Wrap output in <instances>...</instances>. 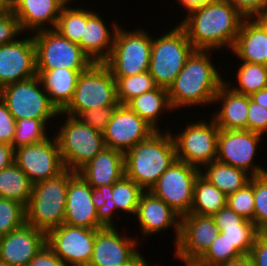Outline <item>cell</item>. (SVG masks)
<instances>
[{"label":"cell","mask_w":267,"mask_h":266,"mask_svg":"<svg viewBox=\"0 0 267 266\" xmlns=\"http://www.w3.org/2000/svg\"><path fill=\"white\" fill-rule=\"evenodd\" d=\"M179 25L196 50L232 49L245 17L224 0H211L187 12Z\"/></svg>","instance_id":"cell-1"},{"label":"cell","mask_w":267,"mask_h":266,"mask_svg":"<svg viewBox=\"0 0 267 266\" xmlns=\"http://www.w3.org/2000/svg\"><path fill=\"white\" fill-rule=\"evenodd\" d=\"M210 52L212 50H195L168 88L169 101L174 110L214 104L224 79L211 61Z\"/></svg>","instance_id":"cell-2"},{"label":"cell","mask_w":267,"mask_h":266,"mask_svg":"<svg viewBox=\"0 0 267 266\" xmlns=\"http://www.w3.org/2000/svg\"><path fill=\"white\" fill-rule=\"evenodd\" d=\"M154 131L124 154L125 176L149 191L160 176L177 160L171 131Z\"/></svg>","instance_id":"cell-3"},{"label":"cell","mask_w":267,"mask_h":266,"mask_svg":"<svg viewBox=\"0 0 267 266\" xmlns=\"http://www.w3.org/2000/svg\"><path fill=\"white\" fill-rule=\"evenodd\" d=\"M75 173L65 169L56 177L34 183L25 207L26 224L47 233L64 223L68 182Z\"/></svg>","instance_id":"cell-4"},{"label":"cell","mask_w":267,"mask_h":266,"mask_svg":"<svg viewBox=\"0 0 267 266\" xmlns=\"http://www.w3.org/2000/svg\"><path fill=\"white\" fill-rule=\"evenodd\" d=\"M195 50L180 25L152 37L149 73L156 85L168 89Z\"/></svg>","instance_id":"cell-5"},{"label":"cell","mask_w":267,"mask_h":266,"mask_svg":"<svg viewBox=\"0 0 267 266\" xmlns=\"http://www.w3.org/2000/svg\"><path fill=\"white\" fill-rule=\"evenodd\" d=\"M67 115L55 137L65 169L77 172L100 151L106 148L103 133L84 124L79 117Z\"/></svg>","instance_id":"cell-6"},{"label":"cell","mask_w":267,"mask_h":266,"mask_svg":"<svg viewBox=\"0 0 267 266\" xmlns=\"http://www.w3.org/2000/svg\"><path fill=\"white\" fill-rule=\"evenodd\" d=\"M116 81L104 63H93L78 78L74 95L62 110L78 117L83 111L98 107H117Z\"/></svg>","instance_id":"cell-7"},{"label":"cell","mask_w":267,"mask_h":266,"mask_svg":"<svg viewBox=\"0 0 267 266\" xmlns=\"http://www.w3.org/2000/svg\"><path fill=\"white\" fill-rule=\"evenodd\" d=\"M152 37L144 29L116 31L110 56L104 64L113 77H126L149 71Z\"/></svg>","instance_id":"cell-8"},{"label":"cell","mask_w":267,"mask_h":266,"mask_svg":"<svg viewBox=\"0 0 267 266\" xmlns=\"http://www.w3.org/2000/svg\"><path fill=\"white\" fill-rule=\"evenodd\" d=\"M0 98L15 120L33 118L49 122L59 116L60 111L50 101L38 75L4 86Z\"/></svg>","instance_id":"cell-9"},{"label":"cell","mask_w":267,"mask_h":266,"mask_svg":"<svg viewBox=\"0 0 267 266\" xmlns=\"http://www.w3.org/2000/svg\"><path fill=\"white\" fill-rule=\"evenodd\" d=\"M37 70H87L93 62L82 48L62 36L55 29L37 31L33 34Z\"/></svg>","instance_id":"cell-10"},{"label":"cell","mask_w":267,"mask_h":266,"mask_svg":"<svg viewBox=\"0 0 267 266\" xmlns=\"http://www.w3.org/2000/svg\"><path fill=\"white\" fill-rule=\"evenodd\" d=\"M64 223L89 229H101L109 225L103 212L102 194L78 172L68 182Z\"/></svg>","instance_id":"cell-11"},{"label":"cell","mask_w":267,"mask_h":266,"mask_svg":"<svg viewBox=\"0 0 267 266\" xmlns=\"http://www.w3.org/2000/svg\"><path fill=\"white\" fill-rule=\"evenodd\" d=\"M219 131L212 118L209 122L199 120L190 123L177 135L172 134L177 160L202 171L205 165L216 160Z\"/></svg>","instance_id":"cell-12"},{"label":"cell","mask_w":267,"mask_h":266,"mask_svg":"<svg viewBox=\"0 0 267 266\" xmlns=\"http://www.w3.org/2000/svg\"><path fill=\"white\" fill-rule=\"evenodd\" d=\"M201 170L176 160L156 181L149 192L162 199L180 216L190 212L194 185Z\"/></svg>","instance_id":"cell-13"},{"label":"cell","mask_w":267,"mask_h":266,"mask_svg":"<svg viewBox=\"0 0 267 266\" xmlns=\"http://www.w3.org/2000/svg\"><path fill=\"white\" fill-rule=\"evenodd\" d=\"M115 224L96 232L93 254L88 266L149 265L136 250L137 239L119 234Z\"/></svg>","instance_id":"cell-14"},{"label":"cell","mask_w":267,"mask_h":266,"mask_svg":"<svg viewBox=\"0 0 267 266\" xmlns=\"http://www.w3.org/2000/svg\"><path fill=\"white\" fill-rule=\"evenodd\" d=\"M98 230L63 223L46 233V245L68 266H88Z\"/></svg>","instance_id":"cell-15"},{"label":"cell","mask_w":267,"mask_h":266,"mask_svg":"<svg viewBox=\"0 0 267 266\" xmlns=\"http://www.w3.org/2000/svg\"><path fill=\"white\" fill-rule=\"evenodd\" d=\"M262 134L249 130H221L218 136L216 160L242 169L253 177L267 173L253 163Z\"/></svg>","instance_id":"cell-16"},{"label":"cell","mask_w":267,"mask_h":266,"mask_svg":"<svg viewBox=\"0 0 267 266\" xmlns=\"http://www.w3.org/2000/svg\"><path fill=\"white\" fill-rule=\"evenodd\" d=\"M219 234L212 216L188 213L181 216L180 237L175 256L186 266H194Z\"/></svg>","instance_id":"cell-17"},{"label":"cell","mask_w":267,"mask_h":266,"mask_svg":"<svg viewBox=\"0 0 267 266\" xmlns=\"http://www.w3.org/2000/svg\"><path fill=\"white\" fill-rule=\"evenodd\" d=\"M14 163L33 183L56 177L65 170L55 136L16 148Z\"/></svg>","instance_id":"cell-18"},{"label":"cell","mask_w":267,"mask_h":266,"mask_svg":"<svg viewBox=\"0 0 267 266\" xmlns=\"http://www.w3.org/2000/svg\"><path fill=\"white\" fill-rule=\"evenodd\" d=\"M154 131L126 104H119L112 112L103 137L106 147L125 154L137 143L147 139Z\"/></svg>","instance_id":"cell-19"},{"label":"cell","mask_w":267,"mask_h":266,"mask_svg":"<svg viewBox=\"0 0 267 266\" xmlns=\"http://www.w3.org/2000/svg\"><path fill=\"white\" fill-rule=\"evenodd\" d=\"M36 75L33 35L0 46V89Z\"/></svg>","instance_id":"cell-20"},{"label":"cell","mask_w":267,"mask_h":266,"mask_svg":"<svg viewBox=\"0 0 267 266\" xmlns=\"http://www.w3.org/2000/svg\"><path fill=\"white\" fill-rule=\"evenodd\" d=\"M46 244V233L24 224L0 237V259L11 266H25Z\"/></svg>","instance_id":"cell-21"},{"label":"cell","mask_w":267,"mask_h":266,"mask_svg":"<svg viewBox=\"0 0 267 266\" xmlns=\"http://www.w3.org/2000/svg\"><path fill=\"white\" fill-rule=\"evenodd\" d=\"M135 217L146 236L160 233L162 230L173 228L175 231V244L180 237L181 216L168 206L162 199L152 195L149 191H144L139 199Z\"/></svg>","instance_id":"cell-22"},{"label":"cell","mask_w":267,"mask_h":266,"mask_svg":"<svg viewBox=\"0 0 267 266\" xmlns=\"http://www.w3.org/2000/svg\"><path fill=\"white\" fill-rule=\"evenodd\" d=\"M77 172L97 192L103 194L125 175L124 154L106 147Z\"/></svg>","instance_id":"cell-23"},{"label":"cell","mask_w":267,"mask_h":266,"mask_svg":"<svg viewBox=\"0 0 267 266\" xmlns=\"http://www.w3.org/2000/svg\"><path fill=\"white\" fill-rule=\"evenodd\" d=\"M66 3L65 0H10L9 8L17 17L22 32L26 34V31L37 32L50 27L55 29ZM48 25L51 26L48 27Z\"/></svg>","instance_id":"cell-24"},{"label":"cell","mask_w":267,"mask_h":266,"mask_svg":"<svg viewBox=\"0 0 267 266\" xmlns=\"http://www.w3.org/2000/svg\"><path fill=\"white\" fill-rule=\"evenodd\" d=\"M231 50L242 62L265 66L267 18H245Z\"/></svg>","instance_id":"cell-25"},{"label":"cell","mask_w":267,"mask_h":266,"mask_svg":"<svg viewBox=\"0 0 267 266\" xmlns=\"http://www.w3.org/2000/svg\"><path fill=\"white\" fill-rule=\"evenodd\" d=\"M228 80L219 88L214 102L219 101L222 106L211 118L221 130H247L249 95L235 92Z\"/></svg>","instance_id":"cell-26"},{"label":"cell","mask_w":267,"mask_h":266,"mask_svg":"<svg viewBox=\"0 0 267 266\" xmlns=\"http://www.w3.org/2000/svg\"><path fill=\"white\" fill-rule=\"evenodd\" d=\"M101 18L96 12L87 18L80 41V47L93 63H104L110 56L115 34L119 28L115 20L112 23L113 28L109 29Z\"/></svg>","instance_id":"cell-27"},{"label":"cell","mask_w":267,"mask_h":266,"mask_svg":"<svg viewBox=\"0 0 267 266\" xmlns=\"http://www.w3.org/2000/svg\"><path fill=\"white\" fill-rule=\"evenodd\" d=\"M219 232L235 246L241 254H249L258 237L256 225L244 217L238 215L227 205L213 216Z\"/></svg>","instance_id":"cell-28"},{"label":"cell","mask_w":267,"mask_h":266,"mask_svg":"<svg viewBox=\"0 0 267 266\" xmlns=\"http://www.w3.org/2000/svg\"><path fill=\"white\" fill-rule=\"evenodd\" d=\"M144 190L125 175L102 194L103 212L109 224L117 210L135 215L139 199Z\"/></svg>","instance_id":"cell-29"},{"label":"cell","mask_w":267,"mask_h":266,"mask_svg":"<svg viewBox=\"0 0 267 266\" xmlns=\"http://www.w3.org/2000/svg\"><path fill=\"white\" fill-rule=\"evenodd\" d=\"M86 70H37L50 101L62 111L72 100L78 78Z\"/></svg>","instance_id":"cell-30"},{"label":"cell","mask_w":267,"mask_h":266,"mask_svg":"<svg viewBox=\"0 0 267 266\" xmlns=\"http://www.w3.org/2000/svg\"><path fill=\"white\" fill-rule=\"evenodd\" d=\"M126 105L155 131L161 129L158 126V118L163 111L171 112L173 110L169 101L168 89L163 87H157L154 90L135 96Z\"/></svg>","instance_id":"cell-31"},{"label":"cell","mask_w":267,"mask_h":266,"mask_svg":"<svg viewBox=\"0 0 267 266\" xmlns=\"http://www.w3.org/2000/svg\"><path fill=\"white\" fill-rule=\"evenodd\" d=\"M203 168H205L204 173L201 171L200 174L226 195L243 188L252 177L246 171L218 160L212 161Z\"/></svg>","instance_id":"cell-32"},{"label":"cell","mask_w":267,"mask_h":266,"mask_svg":"<svg viewBox=\"0 0 267 266\" xmlns=\"http://www.w3.org/2000/svg\"><path fill=\"white\" fill-rule=\"evenodd\" d=\"M226 201L227 195L199 174L194 185L193 201L189 213L213 216L226 206Z\"/></svg>","instance_id":"cell-33"},{"label":"cell","mask_w":267,"mask_h":266,"mask_svg":"<svg viewBox=\"0 0 267 266\" xmlns=\"http://www.w3.org/2000/svg\"><path fill=\"white\" fill-rule=\"evenodd\" d=\"M34 183L15 164L0 171V197L20 202L25 207L30 201Z\"/></svg>","instance_id":"cell-34"},{"label":"cell","mask_w":267,"mask_h":266,"mask_svg":"<svg viewBox=\"0 0 267 266\" xmlns=\"http://www.w3.org/2000/svg\"><path fill=\"white\" fill-rule=\"evenodd\" d=\"M69 3H66L59 15L55 30L62 36L69 39L72 43L80 46V41L83 35L84 26L87 18L93 13V10L83 8H72Z\"/></svg>","instance_id":"cell-35"},{"label":"cell","mask_w":267,"mask_h":266,"mask_svg":"<svg viewBox=\"0 0 267 266\" xmlns=\"http://www.w3.org/2000/svg\"><path fill=\"white\" fill-rule=\"evenodd\" d=\"M237 69L238 86L232 90L244 95H251L267 88V67L262 64L241 62Z\"/></svg>","instance_id":"cell-36"},{"label":"cell","mask_w":267,"mask_h":266,"mask_svg":"<svg viewBox=\"0 0 267 266\" xmlns=\"http://www.w3.org/2000/svg\"><path fill=\"white\" fill-rule=\"evenodd\" d=\"M114 79L116 81L117 100L119 104H126L133 97L158 87L149 71L133 76L114 77Z\"/></svg>","instance_id":"cell-37"},{"label":"cell","mask_w":267,"mask_h":266,"mask_svg":"<svg viewBox=\"0 0 267 266\" xmlns=\"http://www.w3.org/2000/svg\"><path fill=\"white\" fill-rule=\"evenodd\" d=\"M46 124L47 126L49 125L48 122H42L40 119L33 118L15 120L16 127L12 141L14 149L48 139Z\"/></svg>","instance_id":"cell-38"},{"label":"cell","mask_w":267,"mask_h":266,"mask_svg":"<svg viewBox=\"0 0 267 266\" xmlns=\"http://www.w3.org/2000/svg\"><path fill=\"white\" fill-rule=\"evenodd\" d=\"M240 255L242 254L225 238V235L219 232L210 248L194 266H220Z\"/></svg>","instance_id":"cell-39"},{"label":"cell","mask_w":267,"mask_h":266,"mask_svg":"<svg viewBox=\"0 0 267 266\" xmlns=\"http://www.w3.org/2000/svg\"><path fill=\"white\" fill-rule=\"evenodd\" d=\"M25 223V206L18 201L0 197V237L19 229Z\"/></svg>","instance_id":"cell-40"},{"label":"cell","mask_w":267,"mask_h":266,"mask_svg":"<svg viewBox=\"0 0 267 266\" xmlns=\"http://www.w3.org/2000/svg\"><path fill=\"white\" fill-rule=\"evenodd\" d=\"M226 205L254 223V186L249 182L235 193L227 195Z\"/></svg>","instance_id":"cell-41"},{"label":"cell","mask_w":267,"mask_h":266,"mask_svg":"<svg viewBox=\"0 0 267 266\" xmlns=\"http://www.w3.org/2000/svg\"><path fill=\"white\" fill-rule=\"evenodd\" d=\"M249 182L254 186V224L259 230L267 224V173L253 176Z\"/></svg>","instance_id":"cell-42"},{"label":"cell","mask_w":267,"mask_h":266,"mask_svg":"<svg viewBox=\"0 0 267 266\" xmlns=\"http://www.w3.org/2000/svg\"><path fill=\"white\" fill-rule=\"evenodd\" d=\"M17 17L8 7L0 10V46L14 42L22 34Z\"/></svg>","instance_id":"cell-43"},{"label":"cell","mask_w":267,"mask_h":266,"mask_svg":"<svg viewBox=\"0 0 267 266\" xmlns=\"http://www.w3.org/2000/svg\"><path fill=\"white\" fill-rule=\"evenodd\" d=\"M116 107H98L83 111L78 117L86 125L104 132L107 128L112 112Z\"/></svg>","instance_id":"cell-44"},{"label":"cell","mask_w":267,"mask_h":266,"mask_svg":"<svg viewBox=\"0 0 267 266\" xmlns=\"http://www.w3.org/2000/svg\"><path fill=\"white\" fill-rule=\"evenodd\" d=\"M247 130L264 135L267 132V109L249 96Z\"/></svg>","instance_id":"cell-45"},{"label":"cell","mask_w":267,"mask_h":266,"mask_svg":"<svg viewBox=\"0 0 267 266\" xmlns=\"http://www.w3.org/2000/svg\"><path fill=\"white\" fill-rule=\"evenodd\" d=\"M245 18H267V0H224Z\"/></svg>","instance_id":"cell-46"},{"label":"cell","mask_w":267,"mask_h":266,"mask_svg":"<svg viewBox=\"0 0 267 266\" xmlns=\"http://www.w3.org/2000/svg\"><path fill=\"white\" fill-rule=\"evenodd\" d=\"M15 127L14 117L0 98V144L12 145Z\"/></svg>","instance_id":"cell-47"},{"label":"cell","mask_w":267,"mask_h":266,"mask_svg":"<svg viewBox=\"0 0 267 266\" xmlns=\"http://www.w3.org/2000/svg\"><path fill=\"white\" fill-rule=\"evenodd\" d=\"M25 266H68L46 244Z\"/></svg>","instance_id":"cell-48"},{"label":"cell","mask_w":267,"mask_h":266,"mask_svg":"<svg viewBox=\"0 0 267 266\" xmlns=\"http://www.w3.org/2000/svg\"><path fill=\"white\" fill-rule=\"evenodd\" d=\"M249 254L254 266H267V242L259 236L255 240Z\"/></svg>","instance_id":"cell-49"},{"label":"cell","mask_w":267,"mask_h":266,"mask_svg":"<svg viewBox=\"0 0 267 266\" xmlns=\"http://www.w3.org/2000/svg\"><path fill=\"white\" fill-rule=\"evenodd\" d=\"M15 149L12 145L0 144V171L14 163Z\"/></svg>","instance_id":"cell-50"},{"label":"cell","mask_w":267,"mask_h":266,"mask_svg":"<svg viewBox=\"0 0 267 266\" xmlns=\"http://www.w3.org/2000/svg\"><path fill=\"white\" fill-rule=\"evenodd\" d=\"M220 266H254L250 254H242L236 258L229 260Z\"/></svg>","instance_id":"cell-51"},{"label":"cell","mask_w":267,"mask_h":266,"mask_svg":"<svg viewBox=\"0 0 267 266\" xmlns=\"http://www.w3.org/2000/svg\"><path fill=\"white\" fill-rule=\"evenodd\" d=\"M211 0H178L179 4L186 9L187 12L194 8H198Z\"/></svg>","instance_id":"cell-52"},{"label":"cell","mask_w":267,"mask_h":266,"mask_svg":"<svg viewBox=\"0 0 267 266\" xmlns=\"http://www.w3.org/2000/svg\"><path fill=\"white\" fill-rule=\"evenodd\" d=\"M250 98L267 109V88L252 93Z\"/></svg>","instance_id":"cell-53"},{"label":"cell","mask_w":267,"mask_h":266,"mask_svg":"<svg viewBox=\"0 0 267 266\" xmlns=\"http://www.w3.org/2000/svg\"><path fill=\"white\" fill-rule=\"evenodd\" d=\"M258 236L264 240L265 242H267V224L262 226L259 230H258Z\"/></svg>","instance_id":"cell-54"},{"label":"cell","mask_w":267,"mask_h":266,"mask_svg":"<svg viewBox=\"0 0 267 266\" xmlns=\"http://www.w3.org/2000/svg\"><path fill=\"white\" fill-rule=\"evenodd\" d=\"M9 7V3H0V10L8 8Z\"/></svg>","instance_id":"cell-55"},{"label":"cell","mask_w":267,"mask_h":266,"mask_svg":"<svg viewBox=\"0 0 267 266\" xmlns=\"http://www.w3.org/2000/svg\"><path fill=\"white\" fill-rule=\"evenodd\" d=\"M0 266H11V265L0 259Z\"/></svg>","instance_id":"cell-56"},{"label":"cell","mask_w":267,"mask_h":266,"mask_svg":"<svg viewBox=\"0 0 267 266\" xmlns=\"http://www.w3.org/2000/svg\"><path fill=\"white\" fill-rule=\"evenodd\" d=\"M124 266H152V265H124ZM154 266V265H153ZM156 266V265H155Z\"/></svg>","instance_id":"cell-57"},{"label":"cell","mask_w":267,"mask_h":266,"mask_svg":"<svg viewBox=\"0 0 267 266\" xmlns=\"http://www.w3.org/2000/svg\"><path fill=\"white\" fill-rule=\"evenodd\" d=\"M10 0H0V3H9Z\"/></svg>","instance_id":"cell-58"},{"label":"cell","mask_w":267,"mask_h":266,"mask_svg":"<svg viewBox=\"0 0 267 266\" xmlns=\"http://www.w3.org/2000/svg\"><path fill=\"white\" fill-rule=\"evenodd\" d=\"M265 66L267 67V56H266V59H265Z\"/></svg>","instance_id":"cell-59"},{"label":"cell","mask_w":267,"mask_h":266,"mask_svg":"<svg viewBox=\"0 0 267 266\" xmlns=\"http://www.w3.org/2000/svg\"><path fill=\"white\" fill-rule=\"evenodd\" d=\"M67 3H70L71 1L73 2V0H65Z\"/></svg>","instance_id":"cell-60"}]
</instances>
